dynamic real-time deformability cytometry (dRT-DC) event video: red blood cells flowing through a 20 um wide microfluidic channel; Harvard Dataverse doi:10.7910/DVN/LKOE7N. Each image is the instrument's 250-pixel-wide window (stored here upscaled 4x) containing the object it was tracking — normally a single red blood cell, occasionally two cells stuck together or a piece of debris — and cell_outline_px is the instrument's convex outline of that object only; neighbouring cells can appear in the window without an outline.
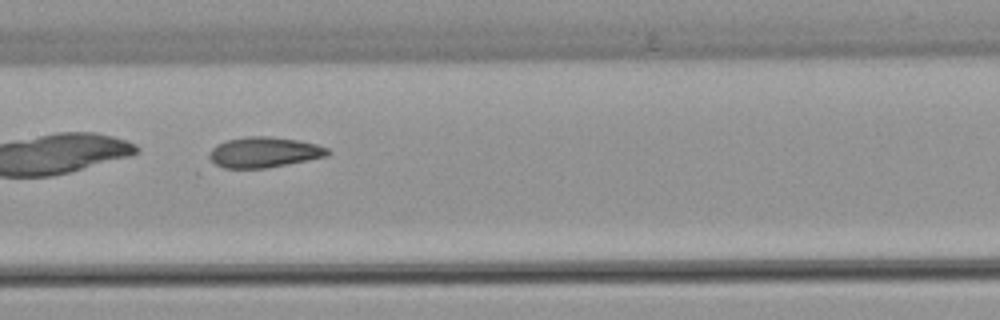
{"species": "common noctule bat (a hibernating species)", "species_latin": "Nyctalus noctula", "temperature_condition": "warm", "stored_images_in_passage": 8, "camera_frame_rate_fps": 3000, "um_per_image_px": 0.085, "animal": {"sex": "female", "body_mass_g": 22.7, "forearm_length_mm": 54.2}, "frame": {"image": 1, "passage_image": 6, "time_ms": 1.667, "image_size_px": [1000, 320], "cell_outline_px": [[332, 152], [328, 156], [268, 168], [224, 168], [216, 164], [208, 156], [212, 148], [216, 144], [228, 140], [248, 136], [268, 136], [296, 140], [316, 144], [328, 148]], "centroid_in_image_um": [22.47, 12.94], "position_along_channel_um": 184.9, "area_um2": 20.98}}